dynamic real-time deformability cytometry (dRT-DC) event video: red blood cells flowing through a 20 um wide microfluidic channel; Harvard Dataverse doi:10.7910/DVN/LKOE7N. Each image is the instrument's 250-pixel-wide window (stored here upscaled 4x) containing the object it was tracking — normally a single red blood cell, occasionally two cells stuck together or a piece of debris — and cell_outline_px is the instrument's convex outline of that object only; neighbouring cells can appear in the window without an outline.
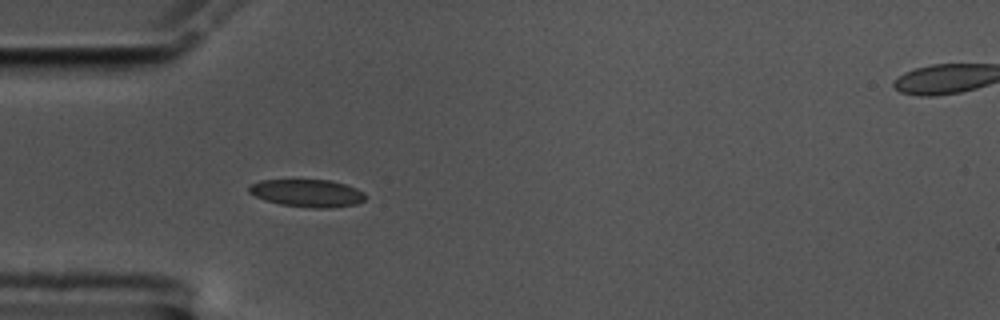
{"species": "common noctule bat (a hibernating species)", "species_latin": "Nyctalus noctula", "temperature_condition": "cold", "stored_images_in_passage": 18, "camera_frame_rate_fps": 3000, "um_per_image_px": 0.085, "animal": {"sex": "male", "body_mass_g": 17.5, "forearm_length_mm": 52.3}, "frame": {"image": 1, "passage_image": 1, "time_ms": 0.0, "image_size_px": [1000, 320], "cell_outline_px": [[368, 196], [364, 200], [356, 204], [332, 208], [312, 208], [280, 204], [264, 200], [248, 192], [248, 188], [252, 184], [260, 180], [332, 180], [356, 188], [364, 192]], "centroid_in_image_um": [26.15, 16.42], "position_along_channel_um": 58.9, "area_um2": 18.79}}